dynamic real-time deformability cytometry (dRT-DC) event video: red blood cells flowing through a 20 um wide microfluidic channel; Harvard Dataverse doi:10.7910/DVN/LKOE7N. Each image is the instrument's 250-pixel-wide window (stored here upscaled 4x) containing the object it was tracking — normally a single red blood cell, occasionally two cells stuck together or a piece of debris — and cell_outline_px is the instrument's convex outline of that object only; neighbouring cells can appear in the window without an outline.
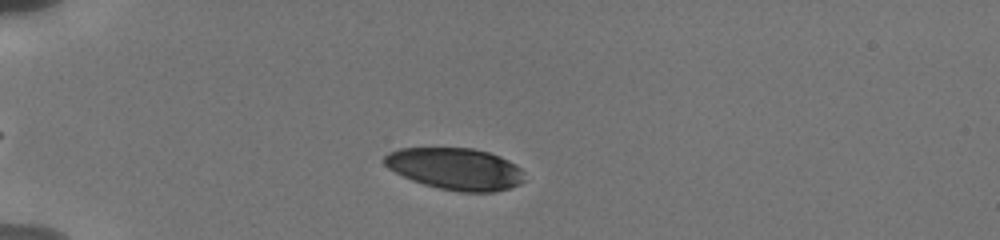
{"species": "human", "species_latin": "Homo sapiens", "temperature_condition": "cold", "stored_images_in_passage": 8, "camera_frame_rate_fps": 3000, "um_per_image_px": 0.085, "donor": {"sex": "male"}, "frame": {"image": 1, "passage_image": 4, "time_ms": 2.0, "image_size_px": [1000, 240], "cell_outline_px": [[524, 180], [520, 184], [508, 188], [492, 192], [460, 192], [440, 188], [424, 184], [412, 180], [388, 168], [384, 164], [384, 156], [388, 152], [400, 148], [472, 148], [488, 152], [500, 156], [516, 164], [520, 168]], "centroid_in_image_um": [38.7, 14.34], "position_along_channel_um": 46.3, "area_um2": 33.99}}
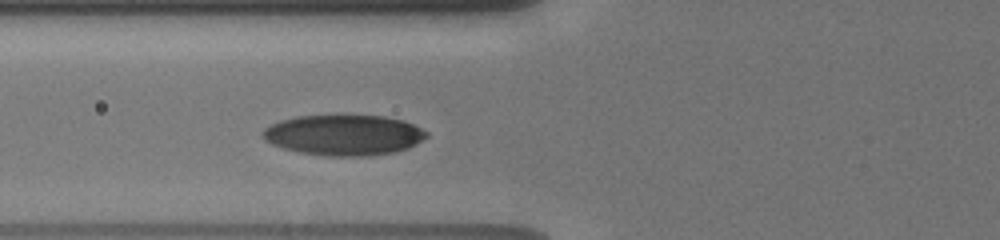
{"frame": {"image": 2, "passage_image": 8, "time_ms": 4.333, "image_size_px": [1000, 240], "cell_outline_px": [[428, 136], [416, 144], [408, 148], [396, 152], [364, 156], [324, 156], [300, 152], [284, 148], [272, 144], [264, 140], [260, 136], [260, 132], [264, 128], [280, 120], [296, 116], [340, 112], [384, 116], [404, 120], [428, 132]], "centroid_in_image_um": [29.19, 11.43], "position_along_channel_um": 96.6, "area_um2": 40.06}}